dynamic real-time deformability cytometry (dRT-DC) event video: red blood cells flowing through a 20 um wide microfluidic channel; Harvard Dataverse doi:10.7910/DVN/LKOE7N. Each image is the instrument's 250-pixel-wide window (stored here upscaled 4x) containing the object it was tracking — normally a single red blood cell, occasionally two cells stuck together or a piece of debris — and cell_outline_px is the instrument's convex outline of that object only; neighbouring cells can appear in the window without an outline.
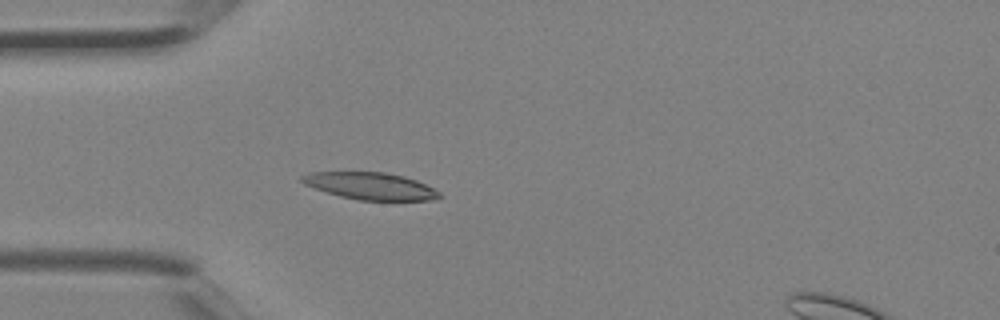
{"species": "Egyptian fruit bat (a non-hibernating species)", "species_latin": "Rousettus aegyptiacus", "temperature_condition": "room temperature", "stored_images_in_passage": 4, "camera_frame_rate_fps": 3000, "um_per_image_px": 0.085, "animal": {"sex": "female"}, "frame": {"image": 1, "passage_image": 4, "time_ms": 1.0, "image_size_px": [1000, 320], "cell_outline_px": [[440, 196], [436, 200], [360, 200], [340, 196], [304, 184], [300, 180], [300, 176], [308, 172], [384, 172], [404, 176], [416, 180], [440, 192]], "centroid_in_image_um": [31.47, 15.8], "position_along_channel_um": 53.5, "area_um2": 21.5}}